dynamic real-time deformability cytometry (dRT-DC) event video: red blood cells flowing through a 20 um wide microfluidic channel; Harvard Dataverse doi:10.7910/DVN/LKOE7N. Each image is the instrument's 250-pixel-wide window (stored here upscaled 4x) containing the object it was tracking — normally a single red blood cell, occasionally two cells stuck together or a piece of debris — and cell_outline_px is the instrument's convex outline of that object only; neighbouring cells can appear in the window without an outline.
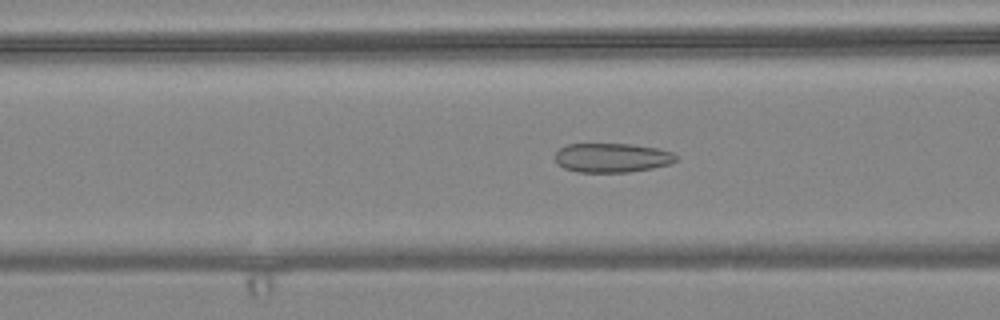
{"species": "common noctule bat (a hibernating species)", "species_latin": "Nyctalus noctula", "temperature_condition": "warm", "stored_images_in_passage": 57, "camera_frame_rate_fps": 3000, "um_per_image_px": 0.085, "animal": {"sex": "female", "body_mass_g": 24.6, "forearm_length_mm": 56.2}, "frame": {"image": 1, "passage_image": 22, "time_ms": 7.0, "image_size_px": [1000, 320], "cell_outline_px": [[676, 160], [668, 164], [652, 168], [628, 172], [576, 172], [564, 168], [556, 164], [556, 152], [560, 148], [568, 144], [632, 144], [656, 148], [672, 152], [676, 156]], "centroid_in_image_um": [51.98, 13.41], "position_along_channel_um": 114.6, "area_um2": 20.52}}
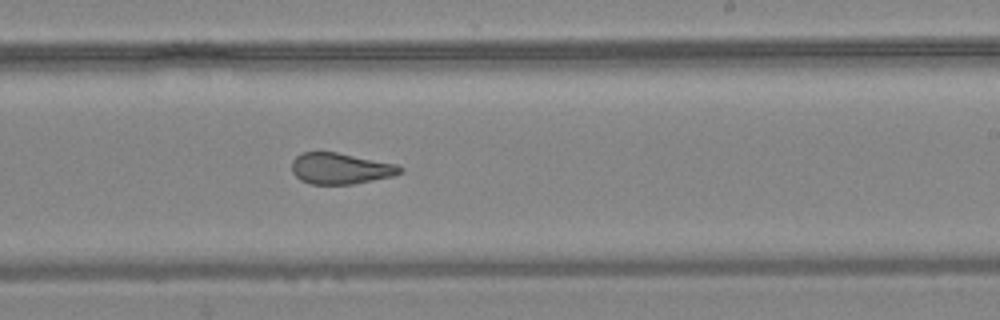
{"frame": {"image": 2, "passage_image": 34, "time_ms": 11.0, "image_size_px": [1000, 320], "cell_outline_px": [[404, 172], [392, 176], [352, 184], [308, 184], [300, 180], [292, 172], [292, 160], [300, 152], [336, 152], [396, 164], [404, 168]], "centroid_in_image_um": [28.92, 14.32], "position_along_channel_um": 260.1, "area_um2": 19.65}}
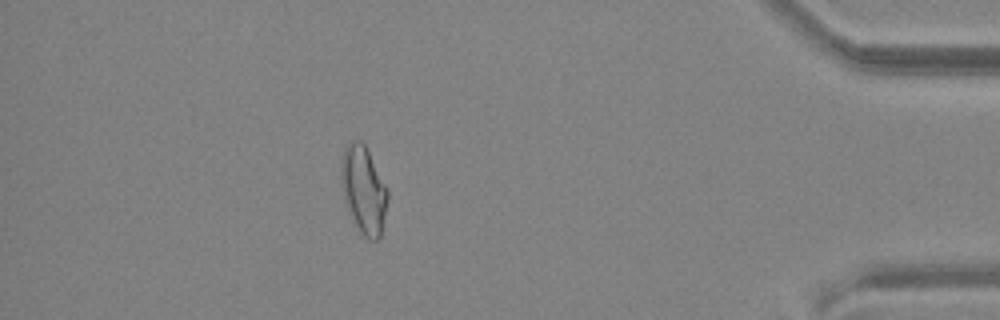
{"frame": {"image": 3, "passage_image": 50, "time_ms": 16.333, "image_size_px": [1000, 320], "cell_outline_px": [[388, 200], [380, 236], [376, 240], [368, 240], [360, 232], [344, 200], [340, 184], [340, 160], [344, 148], [348, 140], [360, 140], [364, 144], [388, 188]], "centroid_in_image_um": [30.88, 16.09], "position_along_channel_um": 404.3, "area_um2": 23.87}, "authors_computed_cell_mechanics": {"area_um2": 22.4264, "velocity_mm_per_s": 3.6357, "shape_relaxation_time_tau1_ms": null, "shape_relaxation_time_tau2_ms": 1.615, "deformation_change_tau1": null, "deformation_change_tau2": 0.095}}